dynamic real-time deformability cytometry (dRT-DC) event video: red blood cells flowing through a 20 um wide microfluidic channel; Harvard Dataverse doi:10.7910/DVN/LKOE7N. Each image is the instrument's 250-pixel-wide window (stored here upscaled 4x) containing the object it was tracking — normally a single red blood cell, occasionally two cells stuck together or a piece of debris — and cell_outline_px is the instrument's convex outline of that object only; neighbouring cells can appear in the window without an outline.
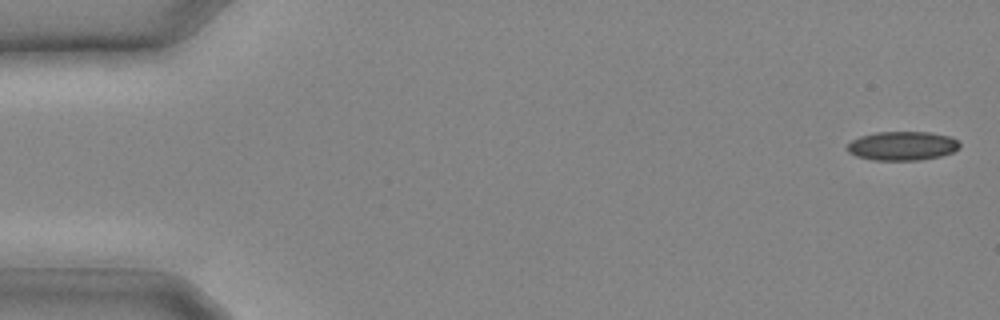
{"species": "common noctule bat (a hibernating species)", "species_latin": "Nyctalus noctula", "temperature_condition": "cold", "stored_images_in_passage": 10, "camera_frame_rate_fps": 3000, "um_per_image_px": 0.085, "animal": {"sex": "male", "body_mass_g": 20.4}, "frame": {"image": 1, "passage_image": 1, "time_ms": 0.0, "image_size_px": [1000, 320], "cell_outline_px": [[960, 148], [952, 152], [940, 156], [920, 160], [872, 160], [856, 156], [848, 152], [844, 148], [852, 140], [860, 136], [876, 132], [928, 132], [952, 136], [960, 144]], "centroid_in_image_um": [76.68, 12.4], "position_along_channel_um": 8.3, "area_um2": 19.13}}
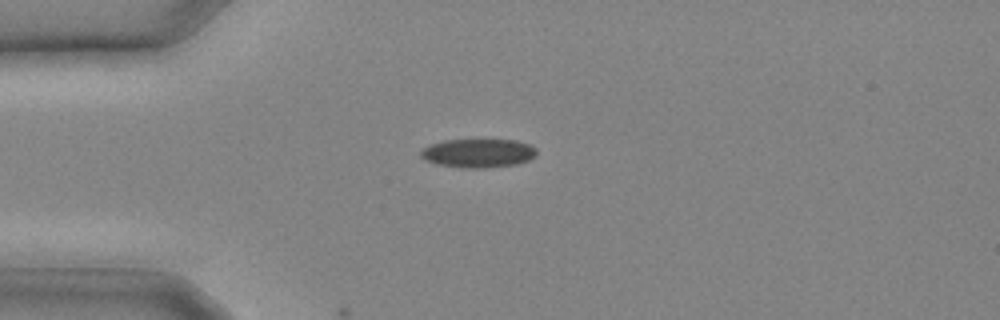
{"frame": {"image": 2, "passage_image": 7, "time_ms": 2.0, "image_size_px": [1000, 320], "cell_outline_px": [[536, 156], [528, 160], [516, 164], [488, 168], [460, 168], [436, 164], [424, 160], [420, 156], [420, 148], [444, 140], [516, 140], [532, 144], [536, 148]], "centroid_in_image_um": [40.63, 13.02], "position_along_channel_um": 44.4, "area_um2": 19.71}}